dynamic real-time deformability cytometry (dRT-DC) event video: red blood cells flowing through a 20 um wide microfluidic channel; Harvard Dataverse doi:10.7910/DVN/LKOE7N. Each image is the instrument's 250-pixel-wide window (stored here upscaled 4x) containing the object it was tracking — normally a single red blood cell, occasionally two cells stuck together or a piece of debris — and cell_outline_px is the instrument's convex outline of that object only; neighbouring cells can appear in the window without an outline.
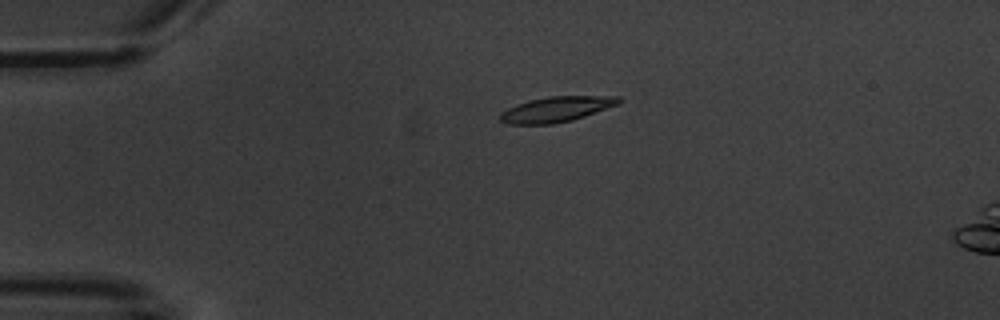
{"species": "common noctule bat (a hibernating species)", "species_latin": "Nyctalus noctula", "temperature_condition": "warm", "stored_images_in_passage": 5, "camera_frame_rate_fps": 3000, "um_per_image_px": 0.085, "animal": {"sex": "male", "body_mass_g": 20.1, "forearm_length_mm": 53.5}, "frame": {"image": 1, "passage_image": 4, "time_ms": 3.333, "image_size_px": [1000, 320], "cell_outline_px": [[624, 100], [620, 104], [572, 120], [552, 124], [504, 124], [500, 120], [500, 112], [516, 104], [528, 100], [548, 96], [620, 96]], "centroid_in_image_um": [47.3, 9.28], "position_along_channel_um": 37.7, "area_um2": 17.69}}